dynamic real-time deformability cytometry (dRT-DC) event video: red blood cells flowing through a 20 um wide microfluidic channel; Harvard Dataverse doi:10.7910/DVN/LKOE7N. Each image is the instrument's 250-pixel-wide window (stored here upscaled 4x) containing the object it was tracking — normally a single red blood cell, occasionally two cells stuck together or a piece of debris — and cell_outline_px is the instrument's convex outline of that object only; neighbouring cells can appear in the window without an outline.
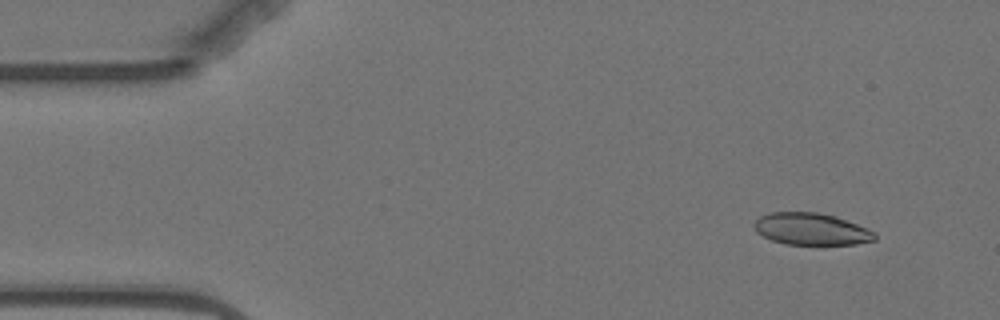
{"species": "Egyptian fruit bat (a non-hibernating species)", "species_latin": "Rousettus aegyptiacus", "temperature_condition": "warm", "stored_images_in_passage": 5, "camera_frame_rate_fps": 3000, "um_per_image_px": 0.085, "animal": {"sex": "female"}, "frame": {"image": 1, "passage_image": 2, "time_ms": 1.0, "image_size_px": [1000, 320], "cell_outline_px": [[876, 240], [856, 244], [784, 244], [772, 240], [756, 232], [752, 224], [760, 216], [768, 212], [816, 212], [836, 216], [868, 228], [876, 232]], "centroid_in_image_um": [68.96, 19.46], "position_along_channel_um": 16.0, "area_um2": 22.6}}
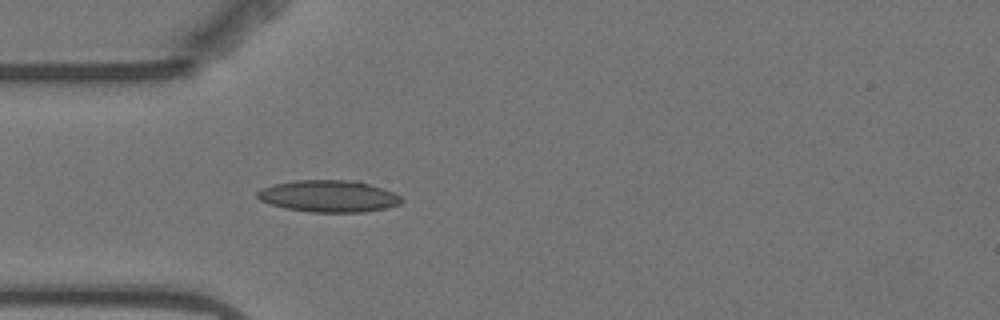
{"frame": {"image": 2, "passage_image": 5, "time_ms": 4.667, "image_size_px": [1000, 320], "cell_outline_px": [[404, 200], [400, 204], [384, 208], [364, 212], [308, 212], [284, 208], [268, 204], [260, 200], [256, 196], [256, 192], [272, 184], [296, 180], [360, 180], [384, 188], [400, 196]], "centroid_in_image_um": [27.94, 16.67], "position_along_channel_um": 57.1, "area_um2": 27.05}}